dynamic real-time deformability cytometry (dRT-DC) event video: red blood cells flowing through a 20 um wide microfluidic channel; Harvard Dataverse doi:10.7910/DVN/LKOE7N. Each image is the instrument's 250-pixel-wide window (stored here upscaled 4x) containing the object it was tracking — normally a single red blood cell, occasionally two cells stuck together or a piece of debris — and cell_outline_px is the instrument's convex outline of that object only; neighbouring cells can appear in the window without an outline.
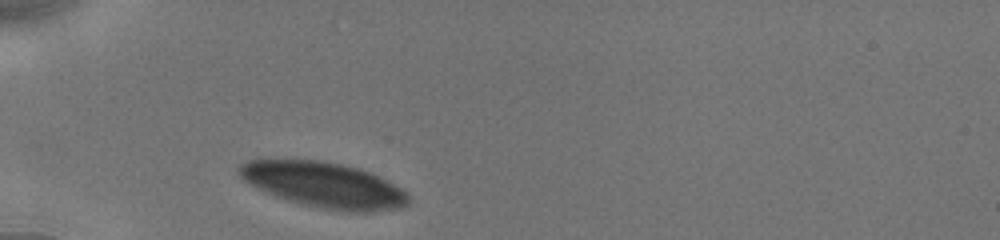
{"species": "human", "species_latin": "Homo sapiens", "temperature_condition": "cold", "stored_images_in_passage": 12, "camera_frame_rate_fps": 3000, "um_per_image_px": 0.085, "donor": {"sex": "male"}, "frame": {"image": 1, "passage_image": 1, "time_ms": 0.0, "image_size_px": [1000, 240], "cell_outline_px": [[412, 200], [408, 204], [400, 208], [372, 212], [344, 212], [320, 208], [288, 200], [276, 196], [248, 184], [236, 172], [236, 168], [240, 164], [256, 156], [320, 160], [360, 168], [408, 192]], "centroid_in_image_um": [27.44, 15.68], "position_along_channel_um": 57.6, "area_um2": 45.89}}
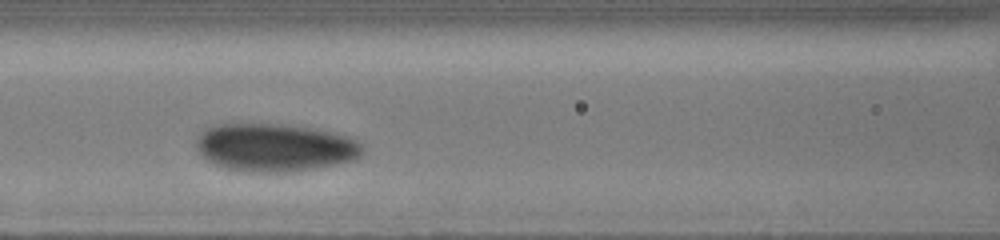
{"frame": {"image": 2, "passage_image": 6, "time_ms": 2.667, "image_size_px": [1000, 240], "cell_outline_px": [[364, 152], [356, 160], [320, 168], [288, 172], [252, 172], [224, 168], [212, 164], [200, 156], [196, 152], [196, 136], [208, 128], [216, 124], [280, 124], [316, 128], [356, 136], [364, 148]], "centroid_in_image_um": [23.42, 12.54], "position_along_channel_um": 143.2, "area_um2": 47.63}}
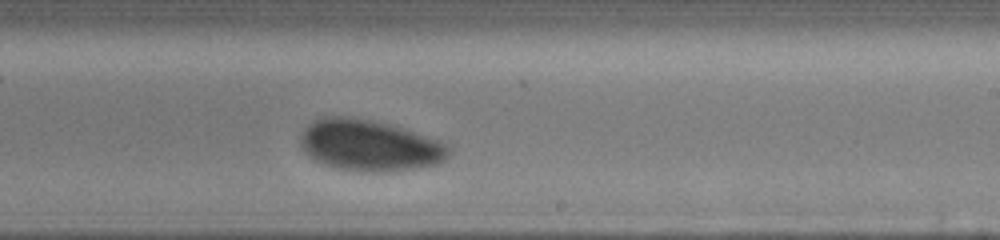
{"frame": {"image": 3, "passage_image": 12, "time_ms": 5.667, "image_size_px": [1000, 240], "cell_outline_px": [[452, 152], [440, 164], [388, 172], [360, 172], [340, 168], [324, 164], [308, 156], [304, 152], [300, 144], [300, 136], [304, 128], [312, 120], [320, 116], [352, 116], [392, 124], [440, 140], [452, 148]], "centroid_in_image_um": [31.41, 12.34], "position_along_channel_um": 257.6, "area_um2": 45.03}}